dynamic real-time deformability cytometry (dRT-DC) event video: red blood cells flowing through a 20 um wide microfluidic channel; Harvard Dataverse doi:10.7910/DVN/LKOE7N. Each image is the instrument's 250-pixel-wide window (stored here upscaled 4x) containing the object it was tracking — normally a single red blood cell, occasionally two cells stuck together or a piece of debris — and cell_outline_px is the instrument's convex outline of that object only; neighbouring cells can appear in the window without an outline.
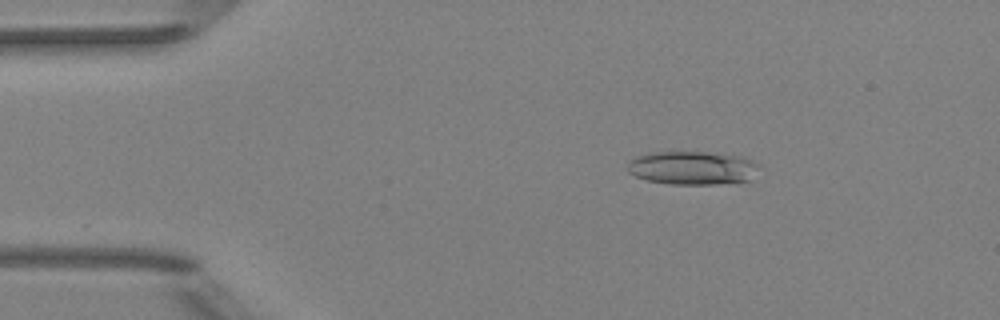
{"species": "Egyptian fruit bat (a non-hibernating species)", "species_latin": "Rousettus aegyptiacus", "temperature_condition": "room temperature", "stored_images_in_passage": 5, "camera_frame_rate_fps": 3000, "um_per_image_px": 0.085, "animal": {"sex": "female"}, "frame": {"image": 1, "passage_image": 3, "time_ms": 2.333, "image_size_px": [1000, 320], "cell_outline_px": [[760, 164], [748, 180], [716, 184], [672, 184], [648, 180], [636, 176], [628, 172], [628, 164], [636, 156], [656, 152], [708, 152], [740, 156]], "centroid_in_image_um": [58.83, 14.26], "position_along_channel_um": 26.2, "area_um2": 25.2}}
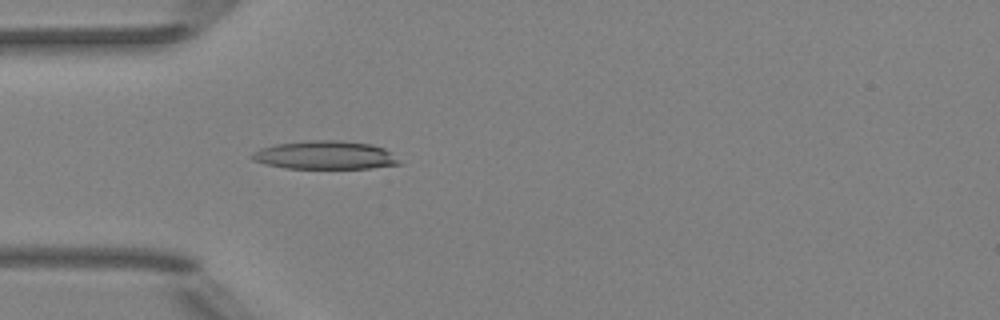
{"frame": {"image": 2, "passage_image": 5, "time_ms": 4.667, "image_size_px": [1000, 320], "cell_outline_px": [[404, 164], [372, 168], [284, 168], [264, 164], [252, 160], [248, 156], [252, 152], [260, 148], [276, 144], [312, 140], [340, 140], [372, 144], [384, 148], [400, 160]], "centroid_in_image_um": [27.62, 13.19], "position_along_channel_um": 57.4, "area_um2": 24.57}}